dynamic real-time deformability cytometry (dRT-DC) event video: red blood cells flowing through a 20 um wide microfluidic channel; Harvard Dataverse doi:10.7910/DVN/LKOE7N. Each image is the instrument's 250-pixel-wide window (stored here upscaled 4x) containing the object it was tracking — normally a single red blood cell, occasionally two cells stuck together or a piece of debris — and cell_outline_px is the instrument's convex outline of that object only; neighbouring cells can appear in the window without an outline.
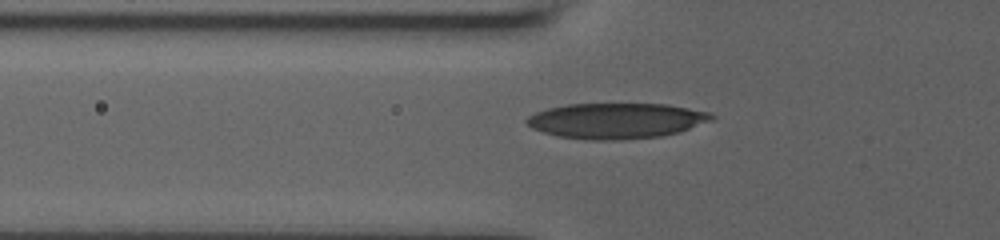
{"species": "human", "species_latin": "Homo sapiens", "temperature_condition": "room temperature", "stored_images_in_passage": 45, "camera_frame_rate_fps": 3000, "um_per_image_px": 0.085, "donor": {"sex": "male"}, "frame": {"image": 1, "passage_image": 11, "time_ms": 3.333, "image_size_px": [1000, 240], "cell_outline_px": [[716, 116], [712, 120], [680, 132], [664, 136], [620, 140], [588, 140], [560, 136], [544, 132], [532, 128], [524, 120], [528, 116], [536, 112], [548, 108], [568, 104], [668, 104], [712, 112]], "centroid_in_image_um": [52.43, 10.26], "position_along_channel_um": 73.4, "area_um2": 38.49}}
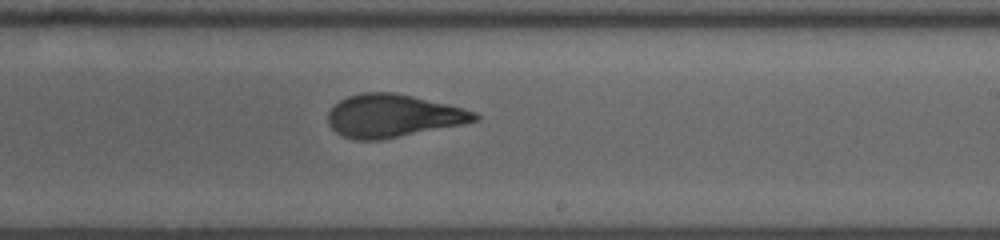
{"frame": {"image": 2, "passage_image": 25, "time_ms": 8.0, "image_size_px": [1000, 240], "cell_outline_px": [[480, 120], [380, 140], [356, 140], [344, 136], [336, 132], [328, 124], [328, 112], [340, 100], [348, 96], [360, 92], [392, 92], [412, 96], [448, 104], [476, 112], [480, 116]], "centroid_in_image_um": [33.38, 9.84], "position_along_channel_um": 255.6, "area_um2": 36.3}}
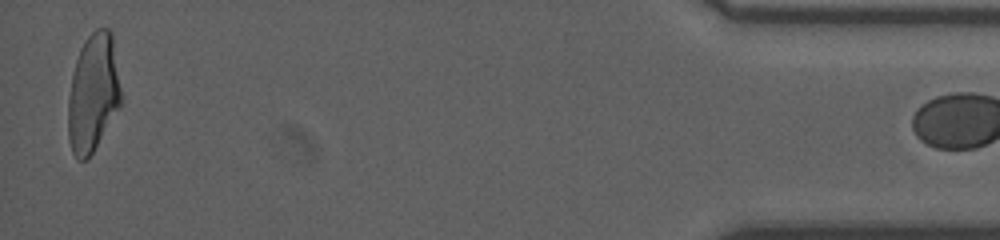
{"frame": {"image": 3, "passage_image": 44, "time_ms": 14.333, "image_size_px": [1000, 240], "cell_outline_px": [[120, 104], [88, 160], [76, 160], [72, 152], [68, 140], [68, 100], [72, 72], [80, 48], [84, 40], [96, 28], [108, 28], [112, 32], [120, 88]], "centroid_in_image_um": [7.88, 7.9], "position_along_channel_um": 427.3, "area_um2": 36.18}}